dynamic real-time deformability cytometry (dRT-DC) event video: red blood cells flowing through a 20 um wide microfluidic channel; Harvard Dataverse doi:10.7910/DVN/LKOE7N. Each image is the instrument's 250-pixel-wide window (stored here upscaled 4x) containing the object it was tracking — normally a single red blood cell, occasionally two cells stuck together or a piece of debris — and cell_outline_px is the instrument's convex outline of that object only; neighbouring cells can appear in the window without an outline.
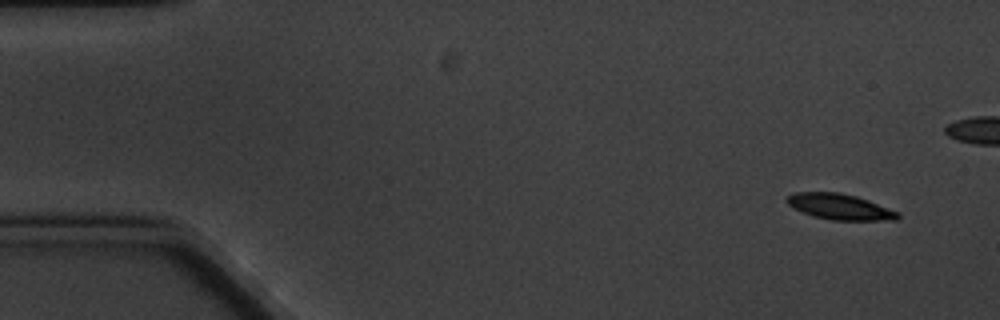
{"species": "common noctule bat (a hibernating species)", "species_latin": "Nyctalus noctula", "temperature_condition": "cold", "stored_images_in_passage": 5, "camera_frame_rate_fps": 3000, "um_per_image_px": 0.085, "animal": {"sex": "male", "body_mass_g": 20.1, "forearm_length_mm": 53.5}, "frame": {"image": 1, "passage_image": 1, "time_ms": 0.0, "image_size_px": [1000, 320], "cell_outline_px": [[900, 216], [896, 220], [832, 220], [812, 216], [788, 204], [784, 200], [788, 196], [796, 192], [840, 192], [856, 196], [868, 200], [900, 212]], "centroid_in_image_um": [71.41, 17.57], "position_along_channel_um": 13.6, "area_um2": 16.59}}